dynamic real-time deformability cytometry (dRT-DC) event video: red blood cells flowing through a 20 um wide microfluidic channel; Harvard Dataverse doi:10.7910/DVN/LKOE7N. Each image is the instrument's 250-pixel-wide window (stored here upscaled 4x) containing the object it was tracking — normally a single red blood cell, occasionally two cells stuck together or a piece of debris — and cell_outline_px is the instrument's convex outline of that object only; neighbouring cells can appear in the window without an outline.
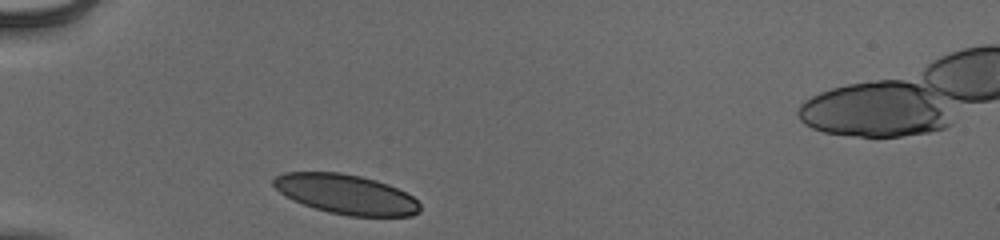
{"species": "human", "species_latin": "Homo sapiens", "temperature_condition": "cold", "stored_images_in_passage": 29, "camera_frame_rate_fps": 3000, "um_per_image_px": 0.085, "donor": {"sex": "male"}, "frame": {"image": 1, "passage_image": 1, "time_ms": 0.0, "image_size_px": [1000, 240], "cell_outline_px": [[420, 212], [412, 216], [348, 216], [328, 212], [292, 200], [280, 192], [272, 184], [272, 180], [276, 176], [284, 172], [340, 172], [360, 176], [376, 180], [388, 184], [412, 196], [420, 204]], "centroid_in_image_um": [29.41, 16.51], "position_along_channel_um": 55.6, "area_um2": 33.81}}
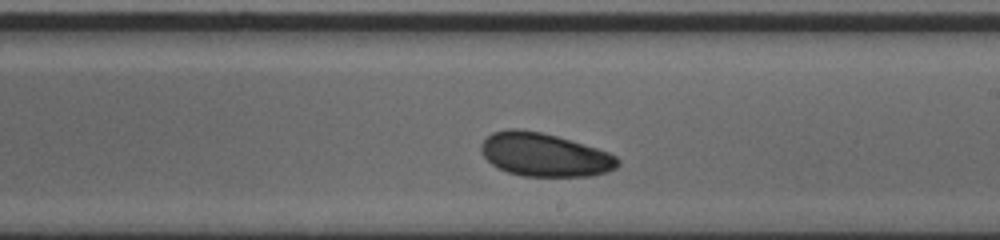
{"frame": {"image": 2, "passage_image": 17, "time_ms": 5.333, "image_size_px": [1000, 240], "cell_outline_px": [[620, 164], [616, 168], [608, 172], [592, 176], [524, 176], [508, 172], [492, 164], [484, 156], [480, 148], [480, 144], [492, 132], [508, 128], [516, 128], [540, 132], [556, 136], [596, 148], [608, 152], [616, 156], [620, 160]], "centroid_in_image_um": [46.29, 13.16], "position_along_channel_um": 242.7, "area_um2": 34.45}}
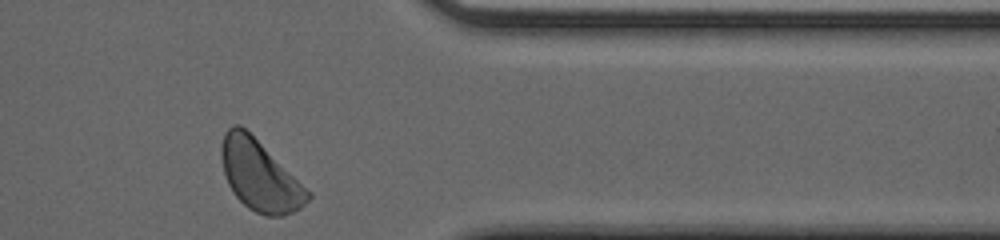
{"frame": {"image": 3, "passage_image": 29, "time_ms": 9.333, "image_size_px": [1000, 240], "cell_outline_px": [[312, 196], [300, 208], [284, 216], [264, 216], [248, 208], [232, 192], [228, 184], [224, 172], [220, 156], [220, 144], [224, 132], [232, 124], [240, 124], [312, 192]], "centroid_in_image_um": [22.06, 14.92], "position_along_channel_um": 389.3, "area_um2": 35.43}, "authors_computed_cell_mechanics": {"area_um2": 34.68, "velocity_mm_per_s": 3.8707, "shape_relaxation_time_tau1_ms": 2.2688, "shape_relaxation_time_tau2_ms": null, "deformation_change_tau1": 0.0552, "deformation_change_tau2": null}}